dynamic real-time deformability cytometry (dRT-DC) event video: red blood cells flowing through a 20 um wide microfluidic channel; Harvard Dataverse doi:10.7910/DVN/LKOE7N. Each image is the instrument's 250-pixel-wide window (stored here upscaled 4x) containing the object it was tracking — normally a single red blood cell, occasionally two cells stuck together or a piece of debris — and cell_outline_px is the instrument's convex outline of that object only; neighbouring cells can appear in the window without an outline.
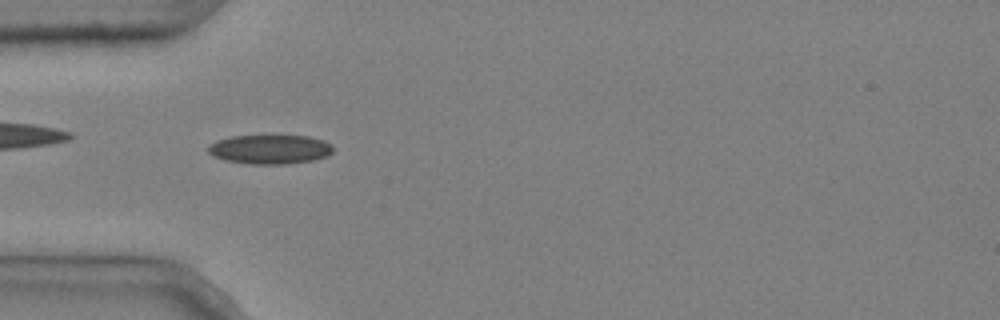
{"species": "common noctule bat (a hibernating species)", "species_latin": "Nyctalus noctula", "temperature_condition": "cold", "stored_images_in_passage": 5, "camera_frame_rate_fps": 3000, "um_per_image_px": 0.085, "animal": {"sex": "male", "body_mass_g": 20.4}, "frame": {"image": 1, "passage_image": 4, "time_ms": 1.0, "image_size_px": [1000, 320], "cell_outline_px": [[332, 152], [328, 156], [312, 160], [284, 164], [248, 164], [224, 160], [212, 156], [208, 152], [208, 144], [216, 140], [232, 136], [308, 136], [324, 140], [332, 144]], "centroid_in_image_um": [22.92, 12.69], "position_along_channel_um": 62.1, "area_um2": 21.39}}